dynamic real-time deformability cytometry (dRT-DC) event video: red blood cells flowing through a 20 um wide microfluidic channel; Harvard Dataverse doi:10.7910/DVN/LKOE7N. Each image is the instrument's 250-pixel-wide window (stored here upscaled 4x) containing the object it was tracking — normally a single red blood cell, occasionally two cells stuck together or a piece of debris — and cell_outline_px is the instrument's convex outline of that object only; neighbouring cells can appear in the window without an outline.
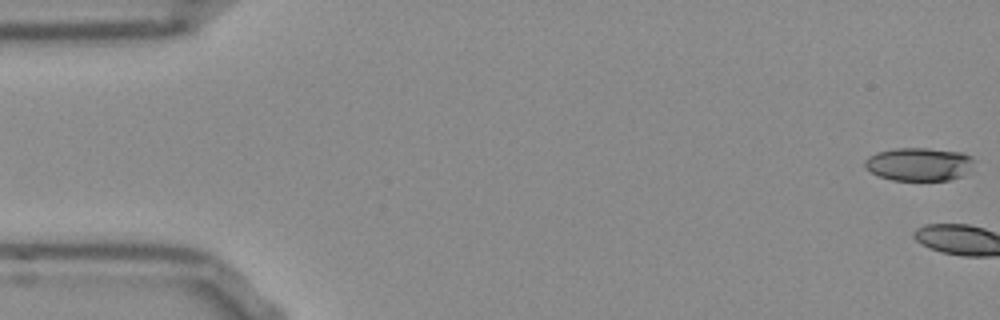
{"species": "Egyptian fruit bat (a non-hibernating species)", "species_latin": "Rousettus aegyptiacus", "temperature_condition": "room temperature", "stored_images_in_passage": 3, "camera_frame_rate_fps": 3000, "um_per_image_px": 0.085, "frame": {"image": 1, "passage_image": 1, "time_ms": 0.0, "image_size_px": [1000, 320], "cell_outline_px": [[972, 164], [960, 176], [948, 180], [892, 180], [880, 176], [872, 172], [864, 164], [864, 160], [868, 156], [876, 152], [892, 148], [928, 148], [964, 152], [972, 156]], "centroid_in_image_um": [78.07, 13.93], "position_along_channel_um": 6.9, "area_um2": 20.98}}